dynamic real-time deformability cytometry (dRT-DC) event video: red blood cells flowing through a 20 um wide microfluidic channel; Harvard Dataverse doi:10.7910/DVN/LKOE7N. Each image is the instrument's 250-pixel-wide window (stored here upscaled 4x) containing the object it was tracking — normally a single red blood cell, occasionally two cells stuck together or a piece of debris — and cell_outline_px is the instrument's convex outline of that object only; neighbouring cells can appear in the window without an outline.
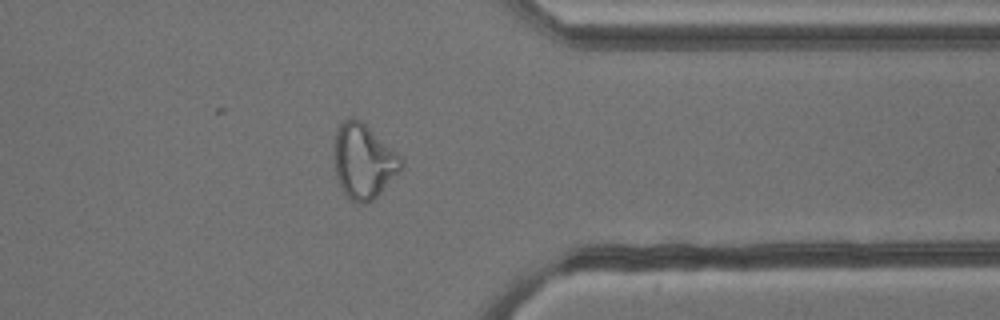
{"species": "common noctule bat (a hibernating species)", "species_latin": "Nyctalus noctula", "temperature_condition": "cold", "stored_images_in_passage": 41, "camera_frame_rate_fps": 3000, "um_per_image_px": 0.085, "animal": {"sex": "male", "body_mass_g": 13.3}, "frame": {"image": 1, "passage_image": 30, "time_ms": 9.667, "image_size_px": [1000, 320], "cell_outline_px": [[404, 164], [380, 192], [372, 200], [364, 204], [360, 204], [352, 200], [344, 192], [336, 176], [336, 128], [344, 120], [352, 116], [360, 120], [396, 152], [404, 160]], "centroid_in_image_um": [30.9, 13.69], "position_along_channel_um": 380.5, "area_um2": 28.21}}
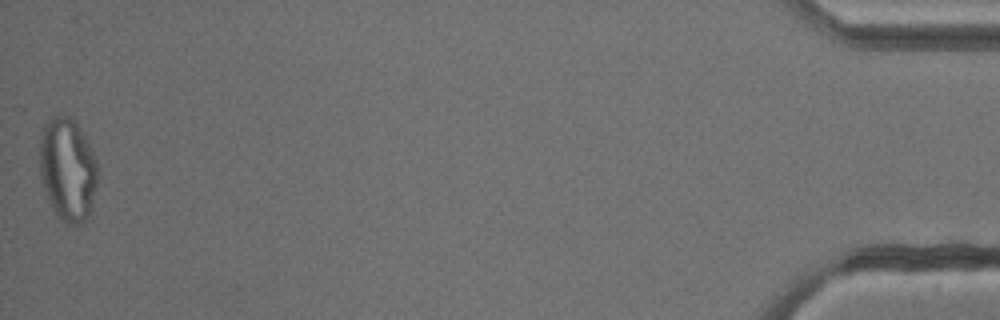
{"frame": {"image": 2, "passage_image": 41, "time_ms": 13.333, "image_size_px": [1000, 320], "cell_outline_px": [[96, 184], [88, 212], [84, 220], [80, 224], [64, 224], [56, 216], [48, 200], [40, 176], [40, 140], [44, 124], [48, 120], [56, 116], [72, 116], [92, 148], [96, 156]], "centroid_in_image_um": [5.72, 14.38], "position_along_channel_um": 429.5, "area_um2": 34.56}, "authors_computed_cell_mechanics": {"area_um2": 28.2064, "velocity_mm_per_s": 3.8217, "shape_relaxation_time_tau1_ms": null, "shape_relaxation_time_tau2_ms": 1.6632, "deformation_change_tau1": null, "deformation_change_tau2": 0.1081}}